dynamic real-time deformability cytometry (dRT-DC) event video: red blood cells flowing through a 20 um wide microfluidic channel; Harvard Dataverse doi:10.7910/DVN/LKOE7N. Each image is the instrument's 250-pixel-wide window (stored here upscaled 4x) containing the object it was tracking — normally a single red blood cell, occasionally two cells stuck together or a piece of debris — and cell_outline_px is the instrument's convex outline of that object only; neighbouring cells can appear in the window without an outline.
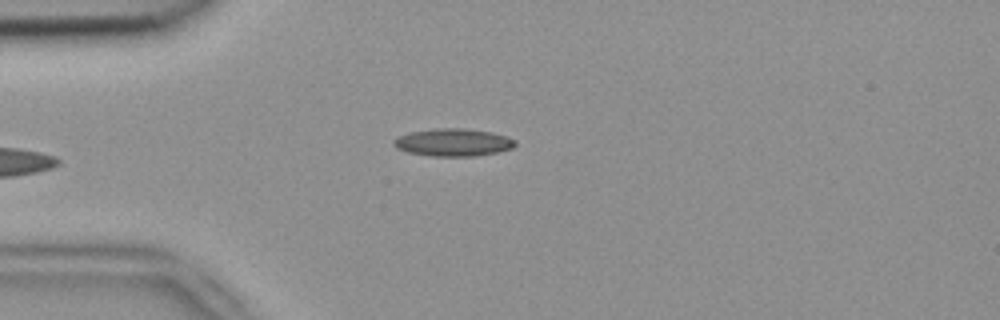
{"species": "common noctule bat (a hibernating species)", "species_latin": "Nyctalus noctula", "temperature_condition": "room temperature", "stored_images_in_passage": 4, "camera_frame_rate_fps": 3000, "um_per_image_px": 0.085, "animal": {"sex": "female", "body_mass_g": 18.4}, "frame": {"image": 1, "passage_image": 4, "time_ms": 1.0, "image_size_px": [1000, 320], "cell_outline_px": [[516, 144], [512, 148], [496, 152], [476, 156], [432, 156], [408, 152], [396, 148], [392, 144], [392, 140], [396, 136], [408, 132], [436, 128], [464, 128], [492, 132], [508, 136], [516, 140]], "centroid_in_image_um": [38.49, 12.09], "position_along_channel_um": 46.5, "area_um2": 19.77}}